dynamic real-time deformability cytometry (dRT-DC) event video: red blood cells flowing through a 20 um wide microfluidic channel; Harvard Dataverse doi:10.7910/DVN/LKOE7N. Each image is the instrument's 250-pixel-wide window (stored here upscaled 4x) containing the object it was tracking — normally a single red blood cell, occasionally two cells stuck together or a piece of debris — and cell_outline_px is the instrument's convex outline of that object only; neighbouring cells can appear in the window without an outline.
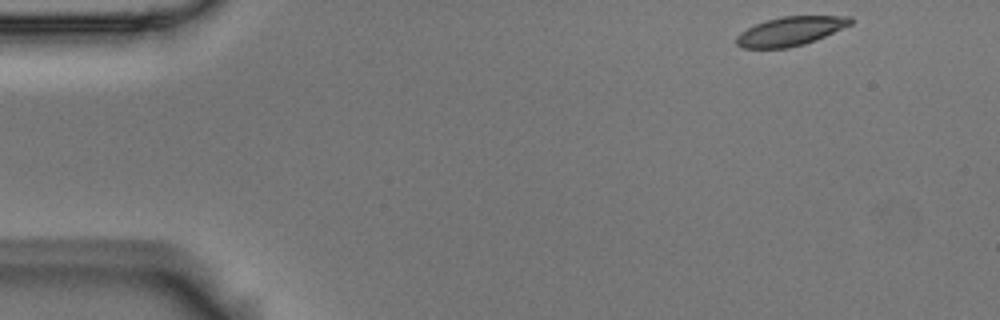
{"species": "Egyptian fruit bat (a non-hibernating species)", "species_latin": "Rousettus aegyptiacus", "temperature_condition": "room temperature", "stored_images_in_passage": 51, "camera_frame_rate_fps": 3000, "um_per_image_px": 0.085, "animal": {"sex": "male"}, "frame": {"image": 1, "passage_image": 1, "time_ms": 0.0, "image_size_px": [1000, 320], "cell_outline_px": [[852, 24], [816, 40], [804, 44], [788, 48], [740, 48], [736, 44], [736, 36], [740, 32], [756, 24], [768, 20], [784, 16], [852, 16]], "centroid_in_image_um": [67.18, 2.66], "position_along_channel_um": 17.8, "area_um2": 19.19}}
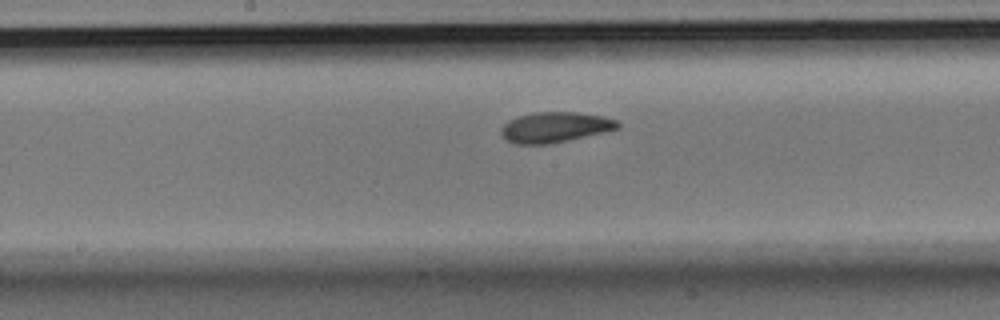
{"frame": {"image": 2, "passage_image": 24, "time_ms": 7.667, "image_size_px": [1000, 320], "cell_outline_px": [[620, 128], [608, 132], [548, 144], [516, 144], [508, 140], [500, 132], [500, 128], [508, 120], [516, 116], [532, 112], [576, 112], [604, 116], [616, 120], [620, 124]], "centroid_in_image_um": [47.2, 10.8], "position_along_channel_um": 201.0, "area_um2": 20.87}}
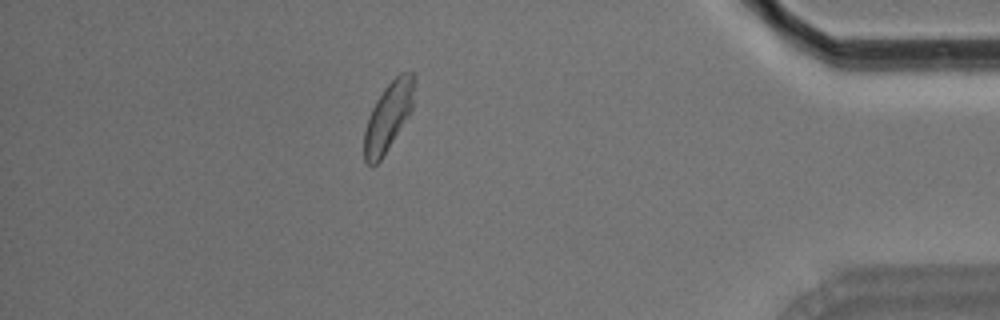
{"frame": {"image": 3, "passage_image": 44, "time_ms": 14.333, "image_size_px": [1000, 320], "cell_outline_px": [[416, 76], [412, 108], [408, 116], [380, 160], [372, 168], [364, 160], [364, 132], [368, 116], [376, 100], [384, 88], [400, 72], [416, 72]], "centroid_in_image_um": [33.0, 9.87], "position_along_channel_um": 402.2, "area_um2": 19.94}, "authors_computed_cell_mechanics": {"area_um2": 20.2878, "velocity_mm_per_s": 3.6402, "shape_relaxation_time_tau1_ms": 3.4393, "shape_relaxation_time_tau2_ms": 3.3222, "deformation_change_tau1": 0.124, "deformation_change_tau2": 0.0835}}